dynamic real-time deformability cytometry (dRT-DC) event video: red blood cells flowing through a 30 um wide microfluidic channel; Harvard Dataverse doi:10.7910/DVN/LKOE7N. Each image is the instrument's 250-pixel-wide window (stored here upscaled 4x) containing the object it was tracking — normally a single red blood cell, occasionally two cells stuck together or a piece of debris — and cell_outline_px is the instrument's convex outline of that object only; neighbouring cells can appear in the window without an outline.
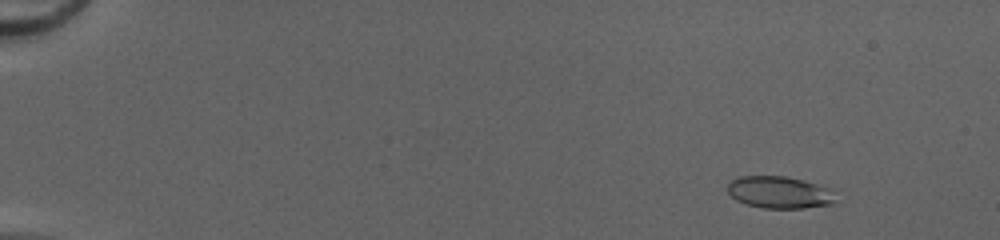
{"species": "common noctule bat (a hibernating species)", "species_latin": "Nyctalus noctula", "temperature_condition": "cold", "stored_images_in_passage": 51, "camera_frame_rate_fps": 3000, "um_per_image_px": 0.085, "animal": {"sex": "female", "body_mass_g": 20.0, "forearm_length_mm": 54.0}, "frame": {"image": 1, "passage_image": 6, "time_ms": 1.667, "image_size_px": [1000, 240], "cell_outline_px": [[836, 200], [832, 204], [804, 208], [764, 208], [748, 204], [736, 200], [728, 192], [728, 184], [732, 180], [740, 176], [784, 176], [804, 180], [828, 188]], "centroid_in_image_um": [66.24, 16.35], "position_along_channel_um": 18.8, "area_um2": 19.94}}
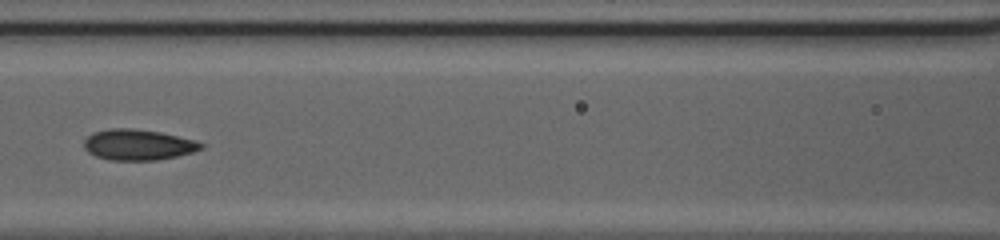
{"frame": {"image": 2, "passage_image": 26, "time_ms": 8.333, "image_size_px": [1000, 240], "cell_outline_px": [[204, 148], [192, 152], [176, 156], [156, 160], [108, 160], [96, 156], [88, 152], [84, 148], [84, 140], [92, 132], [108, 128], [132, 128], [160, 132], [196, 140], [204, 144]], "centroid_in_image_um": [11.72, 12.29], "position_along_channel_um": 154.9, "area_um2": 21.1}}
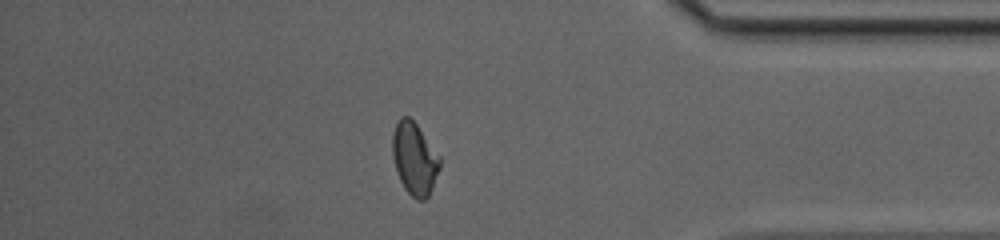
{"frame": {"image": 3, "passage_image": 45, "time_ms": 14.667, "image_size_px": [1000, 240], "cell_outline_px": [[440, 168], [432, 188], [428, 196], [424, 200], [416, 200], [404, 188], [400, 180], [392, 156], [392, 136], [396, 124], [400, 116], [408, 116], [416, 124], [440, 156]], "centroid_in_image_um": [35.23, 13.49], "position_along_channel_um": 400.0, "area_um2": 19.83}, "authors_computed_cell_mechanics": {"area_um2": 20.0566, "velocity_mm_per_s": 4.2082, "shape_relaxation_time_tau1_ms": 6.9017, "shape_relaxation_time_tau2_ms": 1.3444, "deformation_change_tau1": 0.1804, "deformation_change_tau2": 0.0769}}